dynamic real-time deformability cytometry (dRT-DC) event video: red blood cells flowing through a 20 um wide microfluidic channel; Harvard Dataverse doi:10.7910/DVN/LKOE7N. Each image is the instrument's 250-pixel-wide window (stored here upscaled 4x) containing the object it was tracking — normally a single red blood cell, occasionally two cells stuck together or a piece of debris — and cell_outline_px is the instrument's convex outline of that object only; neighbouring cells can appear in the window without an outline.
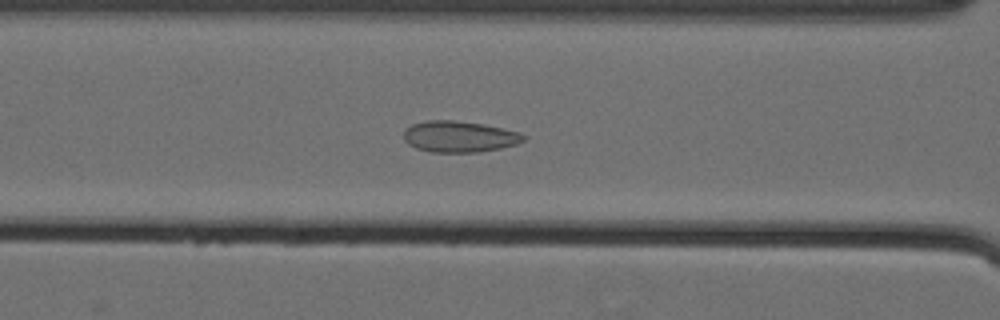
{"species": "Egyptian fruit bat (a non-hibernating species)", "species_latin": "Rousettus aegyptiacus", "temperature_condition": "cold", "stored_images_in_passage": 53, "camera_frame_rate_fps": 3000, "um_per_image_px": 0.085, "animal": {"sex": "female"}, "frame": {"image": 1, "passage_image": 21, "time_ms": 6.667, "image_size_px": [1000, 320], "cell_outline_px": [[524, 140], [516, 144], [500, 148], [476, 152], [432, 152], [416, 148], [408, 144], [404, 140], [404, 128], [412, 124], [428, 120], [452, 120], [484, 124], [520, 132], [524, 136]], "centroid_in_image_um": [39.0, 11.6], "position_along_channel_um": 127.6, "area_um2": 21.73}}
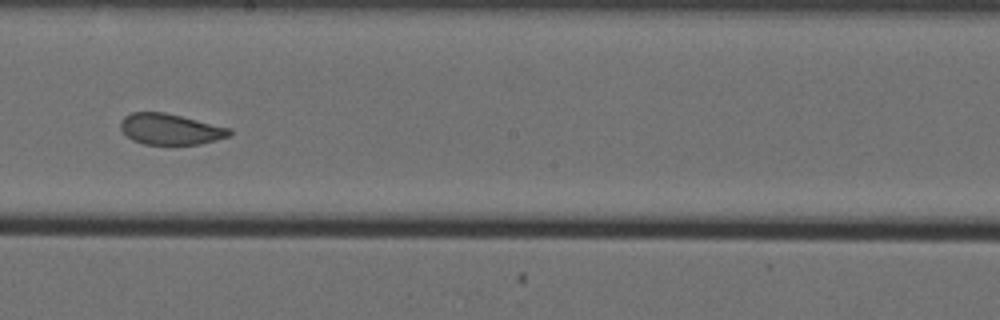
{"frame": {"image": 2, "passage_image": 30, "time_ms": 9.667, "image_size_px": [1000, 320], "cell_outline_px": [[232, 132], [228, 136], [216, 140], [200, 144], [144, 144], [132, 140], [120, 128], [120, 120], [124, 116], [132, 112], [164, 112], [232, 128]], "centroid_in_image_um": [14.47, 10.97], "position_along_channel_um": 233.7, "area_um2": 19.59}}
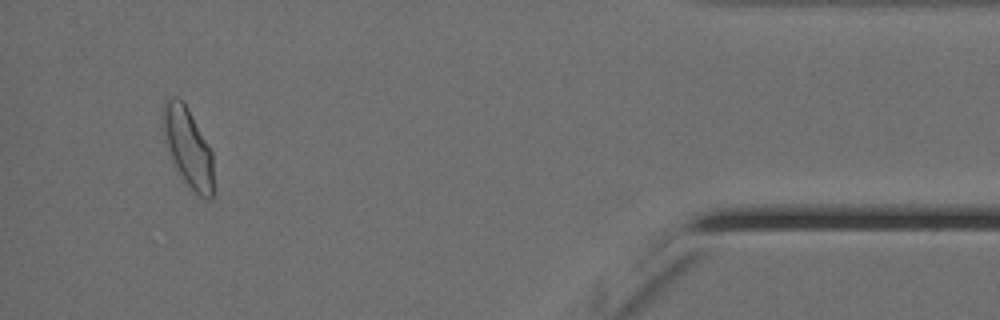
{"frame": {"image": 3, "passage_image": 50, "time_ms": 16.333, "image_size_px": [1000, 320], "cell_outline_px": [[212, 196], [200, 196], [184, 180], [172, 160], [164, 136], [160, 116], [164, 100], [172, 96], [176, 96], [188, 108], [212, 152]], "centroid_in_image_um": [15.92, 12.41], "position_along_channel_um": 419.3, "area_um2": 22.72}, "authors_computed_cell_mechanics": {"area_um2": 21.5594, "velocity_mm_per_s": 3.5433, "shape_relaxation_time_tau1_ms": null, "shape_relaxation_time_tau2_ms": 1.1133, "deformation_change_tau1": null, "deformation_change_tau2": 0.0492}}